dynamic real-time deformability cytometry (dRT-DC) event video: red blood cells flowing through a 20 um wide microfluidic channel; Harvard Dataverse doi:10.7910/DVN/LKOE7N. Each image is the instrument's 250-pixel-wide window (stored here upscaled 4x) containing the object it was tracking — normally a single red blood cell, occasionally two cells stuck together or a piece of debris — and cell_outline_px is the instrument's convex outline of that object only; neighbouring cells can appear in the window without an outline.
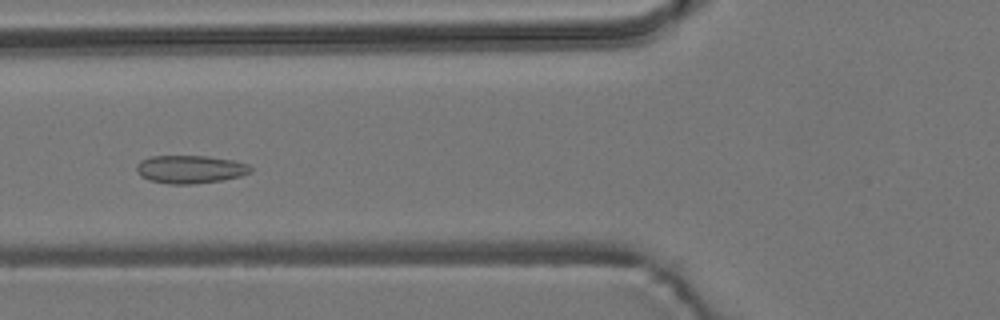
{"species": "common noctule bat (a hibernating species)", "species_latin": "Nyctalus noctula", "temperature_condition": "room temperature", "stored_images_in_passage": 5, "camera_frame_rate_fps": 3000, "um_per_image_px": 0.085, "animal": {"sex": "male", "body_mass_g": 19.2, "forearm_length_mm": 51.8}, "frame": {"image": 1, "passage_image": 5, "time_ms": 4.667, "image_size_px": [1000, 320], "cell_outline_px": [[252, 172], [240, 176], [224, 180], [196, 184], [168, 184], [148, 180], [140, 176], [136, 168], [136, 164], [140, 160], [152, 156], [208, 156], [232, 160], [248, 164], [252, 168]], "centroid_in_image_um": [16.16, 14.4], "position_along_channel_um": 109.6, "area_um2": 18.84}}